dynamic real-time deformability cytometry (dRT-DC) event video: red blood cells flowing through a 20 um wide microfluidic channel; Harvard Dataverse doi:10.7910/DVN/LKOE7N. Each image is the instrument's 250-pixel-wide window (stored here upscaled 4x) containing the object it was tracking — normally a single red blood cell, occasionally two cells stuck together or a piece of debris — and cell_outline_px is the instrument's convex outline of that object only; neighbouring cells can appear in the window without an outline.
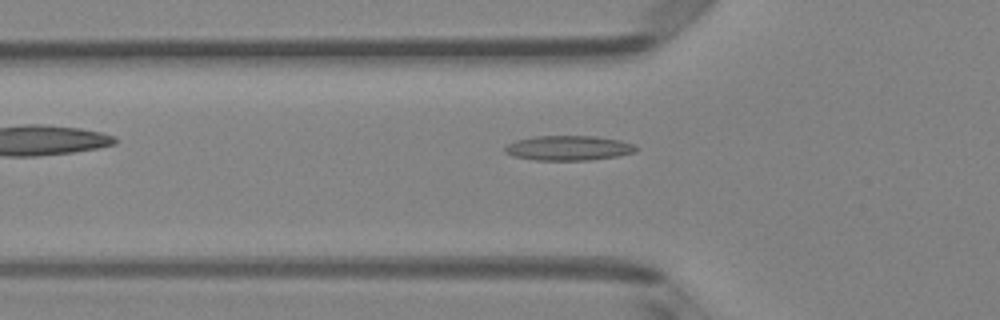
{"species": "Egyptian fruit bat (a non-hibernating species)", "species_latin": "Rousettus aegyptiacus", "temperature_condition": "room temperature", "stored_images_in_passage": 35, "camera_frame_rate_fps": 3000, "um_per_image_px": 0.085, "animal": {"sex": "female"}, "frame": {"image": 1, "passage_image": 2, "time_ms": 0.333, "image_size_px": [1000, 320], "cell_outline_px": [[640, 148], [636, 152], [616, 156], [588, 160], [536, 160], [516, 156], [504, 152], [504, 148], [508, 144], [516, 140], [536, 136], [596, 136], [620, 140], [632, 144]], "centroid_in_image_um": [48.35, 12.57], "position_along_channel_um": 77.4, "area_um2": 18.84}}
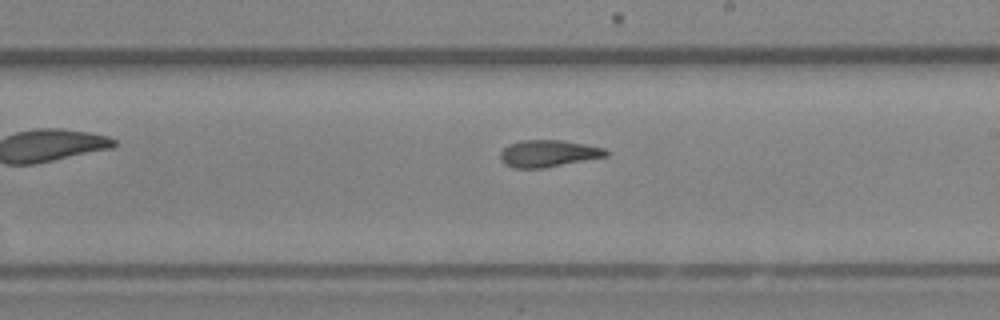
{"frame": {"image": 2, "passage_image": 14, "time_ms": 4.333, "image_size_px": [1000, 320], "cell_outline_px": [[608, 156], [544, 168], [512, 168], [504, 164], [500, 160], [500, 152], [508, 144], [520, 140], [564, 140], [604, 148], [608, 152]], "centroid_in_image_um": [46.57, 13.05], "position_along_channel_um": 242.4, "area_um2": 16.7}}
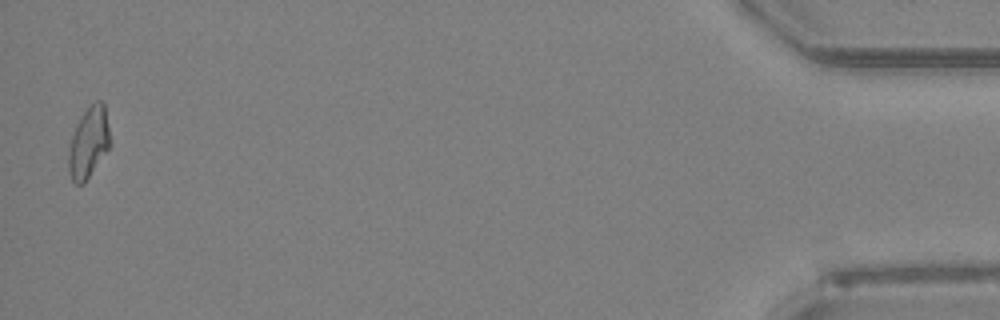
{"frame": {"image": 3, "passage_image": 34, "time_ms": 11.0, "image_size_px": [1000, 320], "cell_outline_px": [[108, 148], [84, 184], [76, 184], [72, 180], [68, 172], [68, 152], [72, 136], [76, 124], [84, 112], [96, 100], [100, 100], [104, 104], [108, 128]], "centroid_in_image_um": [7.49, 12.15], "position_along_channel_um": 427.7, "area_um2": 16.65}, "authors_computed_cell_mechanics": {"area_um2": 16.6464, "velocity_mm_per_s": 4.1403, "shape_relaxation_time_tau1_ms": null, "shape_relaxation_time_tau2_ms": 2.6028, "deformation_change_tau1": null, "deformation_change_tau2": 0.1047}}